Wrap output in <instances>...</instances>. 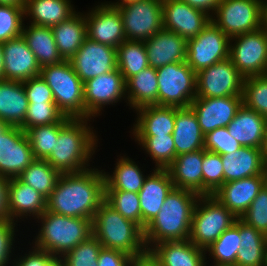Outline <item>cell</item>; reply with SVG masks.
I'll list each match as a JSON object with an SVG mask.
<instances>
[{
    "label": "cell",
    "instance_id": "1",
    "mask_svg": "<svg viewBox=\"0 0 267 266\" xmlns=\"http://www.w3.org/2000/svg\"><path fill=\"white\" fill-rule=\"evenodd\" d=\"M105 201L104 170L89 168L82 172L61 173L47 199V211L93 220Z\"/></svg>",
    "mask_w": 267,
    "mask_h": 266
},
{
    "label": "cell",
    "instance_id": "2",
    "mask_svg": "<svg viewBox=\"0 0 267 266\" xmlns=\"http://www.w3.org/2000/svg\"><path fill=\"white\" fill-rule=\"evenodd\" d=\"M90 121L67 118L59 122L54 151L45 160L60 173H76L91 168L89 162L95 154L99 139Z\"/></svg>",
    "mask_w": 267,
    "mask_h": 266
},
{
    "label": "cell",
    "instance_id": "3",
    "mask_svg": "<svg viewBox=\"0 0 267 266\" xmlns=\"http://www.w3.org/2000/svg\"><path fill=\"white\" fill-rule=\"evenodd\" d=\"M199 197L190 190L172 189L159 213L144 228L148 251L162 241L189 239L193 212Z\"/></svg>",
    "mask_w": 267,
    "mask_h": 266
},
{
    "label": "cell",
    "instance_id": "4",
    "mask_svg": "<svg viewBox=\"0 0 267 266\" xmlns=\"http://www.w3.org/2000/svg\"><path fill=\"white\" fill-rule=\"evenodd\" d=\"M93 235L102 248L122 251L138 257L148 252L144 230L136 223L123 217L104 201L92 220Z\"/></svg>",
    "mask_w": 267,
    "mask_h": 266
},
{
    "label": "cell",
    "instance_id": "5",
    "mask_svg": "<svg viewBox=\"0 0 267 266\" xmlns=\"http://www.w3.org/2000/svg\"><path fill=\"white\" fill-rule=\"evenodd\" d=\"M37 219L41 227L32 244L35 243L34 247L49 252L55 258H61L93 235L91 219L64 216L47 210Z\"/></svg>",
    "mask_w": 267,
    "mask_h": 266
},
{
    "label": "cell",
    "instance_id": "6",
    "mask_svg": "<svg viewBox=\"0 0 267 266\" xmlns=\"http://www.w3.org/2000/svg\"><path fill=\"white\" fill-rule=\"evenodd\" d=\"M40 76L52 90L55 103L65 117L92 119L85 110L84 83L69 60L42 67Z\"/></svg>",
    "mask_w": 267,
    "mask_h": 266
},
{
    "label": "cell",
    "instance_id": "7",
    "mask_svg": "<svg viewBox=\"0 0 267 266\" xmlns=\"http://www.w3.org/2000/svg\"><path fill=\"white\" fill-rule=\"evenodd\" d=\"M236 220L237 217L215 197L200 196L193 212L189 240L205 250Z\"/></svg>",
    "mask_w": 267,
    "mask_h": 266
},
{
    "label": "cell",
    "instance_id": "8",
    "mask_svg": "<svg viewBox=\"0 0 267 266\" xmlns=\"http://www.w3.org/2000/svg\"><path fill=\"white\" fill-rule=\"evenodd\" d=\"M158 105L185 108L196 98V72L187 62H175L156 69Z\"/></svg>",
    "mask_w": 267,
    "mask_h": 266
},
{
    "label": "cell",
    "instance_id": "9",
    "mask_svg": "<svg viewBox=\"0 0 267 266\" xmlns=\"http://www.w3.org/2000/svg\"><path fill=\"white\" fill-rule=\"evenodd\" d=\"M211 21L230 39L262 28V3L258 0H221Z\"/></svg>",
    "mask_w": 267,
    "mask_h": 266
},
{
    "label": "cell",
    "instance_id": "10",
    "mask_svg": "<svg viewBox=\"0 0 267 266\" xmlns=\"http://www.w3.org/2000/svg\"><path fill=\"white\" fill-rule=\"evenodd\" d=\"M229 59L244 78L267 75V31L260 28L231 38Z\"/></svg>",
    "mask_w": 267,
    "mask_h": 266
},
{
    "label": "cell",
    "instance_id": "11",
    "mask_svg": "<svg viewBox=\"0 0 267 266\" xmlns=\"http://www.w3.org/2000/svg\"><path fill=\"white\" fill-rule=\"evenodd\" d=\"M116 9L126 40L145 41L163 29L162 0H137Z\"/></svg>",
    "mask_w": 267,
    "mask_h": 266
},
{
    "label": "cell",
    "instance_id": "12",
    "mask_svg": "<svg viewBox=\"0 0 267 266\" xmlns=\"http://www.w3.org/2000/svg\"><path fill=\"white\" fill-rule=\"evenodd\" d=\"M230 38L212 21L194 38L187 40L186 62L198 72L229 58Z\"/></svg>",
    "mask_w": 267,
    "mask_h": 266
},
{
    "label": "cell",
    "instance_id": "13",
    "mask_svg": "<svg viewBox=\"0 0 267 266\" xmlns=\"http://www.w3.org/2000/svg\"><path fill=\"white\" fill-rule=\"evenodd\" d=\"M196 98L242 96L244 77L228 58L196 73Z\"/></svg>",
    "mask_w": 267,
    "mask_h": 266
},
{
    "label": "cell",
    "instance_id": "14",
    "mask_svg": "<svg viewBox=\"0 0 267 266\" xmlns=\"http://www.w3.org/2000/svg\"><path fill=\"white\" fill-rule=\"evenodd\" d=\"M125 96L126 81L118 68L84 82L85 110L92 118L100 116L105 106L127 102Z\"/></svg>",
    "mask_w": 267,
    "mask_h": 266
},
{
    "label": "cell",
    "instance_id": "15",
    "mask_svg": "<svg viewBox=\"0 0 267 266\" xmlns=\"http://www.w3.org/2000/svg\"><path fill=\"white\" fill-rule=\"evenodd\" d=\"M35 159L24 130L9 126L0 135V176L18 177Z\"/></svg>",
    "mask_w": 267,
    "mask_h": 266
},
{
    "label": "cell",
    "instance_id": "16",
    "mask_svg": "<svg viewBox=\"0 0 267 266\" xmlns=\"http://www.w3.org/2000/svg\"><path fill=\"white\" fill-rule=\"evenodd\" d=\"M69 61L84 83L88 79L117 69V50L86 38Z\"/></svg>",
    "mask_w": 267,
    "mask_h": 266
},
{
    "label": "cell",
    "instance_id": "17",
    "mask_svg": "<svg viewBox=\"0 0 267 266\" xmlns=\"http://www.w3.org/2000/svg\"><path fill=\"white\" fill-rule=\"evenodd\" d=\"M163 29L186 40L197 36L210 22L206 12L191 7L181 0H162Z\"/></svg>",
    "mask_w": 267,
    "mask_h": 266
},
{
    "label": "cell",
    "instance_id": "18",
    "mask_svg": "<svg viewBox=\"0 0 267 266\" xmlns=\"http://www.w3.org/2000/svg\"><path fill=\"white\" fill-rule=\"evenodd\" d=\"M90 9L84 12L88 39L114 48L126 40L122 19L116 8L99 3Z\"/></svg>",
    "mask_w": 267,
    "mask_h": 266
},
{
    "label": "cell",
    "instance_id": "19",
    "mask_svg": "<svg viewBox=\"0 0 267 266\" xmlns=\"http://www.w3.org/2000/svg\"><path fill=\"white\" fill-rule=\"evenodd\" d=\"M243 104V96L195 98L190 107L194 111L204 135L216 128L227 127Z\"/></svg>",
    "mask_w": 267,
    "mask_h": 266
},
{
    "label": "cell",
    "instance_id": "20",
    "mask_svg": "<svg viewBox=\"0 0 267 266\" xmlns=\"http://www.w3.org/2000/svg\"><path fill=\"white\" fill-rule=\"evenodd\" d=\"M2 47L3 79L24 82L40 75L41 67L22 35L3 42Z\"/></svg>",
    "mask_w": 267,
    "mask_h": 266
},
{
    "label": "cell",
    "instance_id": "21",
    "mask_svg": "<svg viewBox=\"0 0 267 266\" xmlns=\"http://www.w3.org/2000/svg\"><path fill=\"white\" fill-rule=\"evenodd\" d=\"M266 175L226 182L212 196L240 219L265 186Z\"/></svg>",
    "mask_w": 267,
    "mask_h": 266
},
{
    "label": "cell",
    "instance_id": "22",
    "mask_svg": "<svg viewBox=\"0 0 267 266\" xmlns=\"http://www.w3.org/2000/svg\"><path fill=\"white\" fill-rule=\"evenodd\" d=\"M173 188L174 185L167 169L154 168L152 173L147 174L138 192L143 230L159 213L164 200Z\"/></svg>",
    "mask_w": 267,
    "mask_h": 266
},
{
    "label": "cell",
    "instance_id": "23",
    "mask_svg": "<svg viewBox=\"0 0 267 266\" xmlns=\"http://www.w3.org/2000/svg\"><path fill=\"white\" fill-rule=\"evenodd\" d=\"M47 209V199L17 177L10 178L8 184V218L19 222L30 216L39 218ZM19 217V219H18Z\"/></svg>",
    "mask_w": 267,
    "mask_h": 266
},
{
    "label": "cell",
    "instance_id": "24",
    "mask_svg": "<svg viewBox=\"0 0 267 266\" xmlns=\"http://www.w3.org/2000/svg\"><path fill=\"white\" fill-rule=\"evenodd\" d=\"M144 45L149 66L153 68L186 61L187 40L175 32L162 29L145 40Z\"/></svg>",
    "mask_w": 267,
    "mask_h": 266
},
{
    "label": "cell",
    "instance_id": "25",
    "mask_svg": "<svg viewBox=\"0 0 267 266\" xmlns=\"http://www.w3.org/2000/svg\"><path fill=\"white\" fill-rule=\"evenodd\" d=\"M149 252L160 266H206L208 262L205 250L195 246L189 239L162 241Z\"/></svg>",
    "mask_w": 267,
    "mask_h": 266
},
{
    "label": "cell",
    "instance_id": "26",
    "mask_svg": "<svg viewBox=\"0 0 267 266\" xmlns=\"http://www.w3.org/2000/svg\"><path fill=\"white\" fill-rule=\"evenodd\" d=\"M224 183L267 174V164L261 149L242 146L230 154L221 155Z\"/></svg>",
    "mask_w": 267,
    "mask_h": 266
},
{
    "label": "cell",
    "instance_id": "27",
    "mask_svg": "<svg viewBox=\"0 0 267 266\" xmlns=\"http://www.w3.org/2000/svg\"><path fill=\"white\" fill-rule=\"evenodd\" d=\"M203 149L176 156L166 168L174 188L190 190L203 196Z\"/></svg>",
    "mask_w": 267,
    "mask_h": 266
},
{
    "label": "cell",
    "instance_id": "28",
    "mask_svg": "<svg viewBox=\"0 0 267 266\" xmlns=\"http://www.w3.org/2000/svg\"><path fill=\"white\" fill-rule=\"evenodd\" d=\"M137 118L133 124L134 136H156L172 134L175 128L176 107L148 105L135 110Z\"/></svg>",
    "mask_w": 267,
    "mask_h": 266
},
{
    "label": "cell",
    "instance_id": "29",
    "mask_svg": "<svg viewBox=\"0 0 267 266\" xmlns=\"http://www.w3.org/2000/svg\"><path fill=\"white\" fill-rule=\"evenodd\" d=\"M266 123V117L242 104L227 129L241 146L261 149Z\"/></svg>",
    "mask_w": 267,
    "mask_h": 266
},
{
    "label": "cell",
    "instance_id": "30",
    "mask_svg": "<svg viewBox=\"0 0 267 266\" xmlns=\"http://www.w3.org/2000/svg\"><path fill=\"white\" fill-rule=\"evenodd\" d=\"M172 136L176 156L204 149L205 135L191 107H176L175 128Z\"/></svg>",
    "mask_w": 267,
    "mask_h": 266
},
{
    "label": "cell",
    "instance_id": "31",
    "mask_svg": "<svg viewBox=\"0 0 267 266\" xmlns=\"http://www.w3.org/2000/svg\"><path fill=\"white\" fill-rule=\"evenodd\" d=\"M28 99L23 82L0 80V120L9 126L20 127L25 120Z\"/></svg>",
    "mask_w": 267,
    "mask_h": 266
},
{
    "label": "cell",
    "instance_id": "32",
    "mask_svg": "<svg viewBox=\"0 0 267 266\" xmlns=\"http://www.w3.org/2000/svg\"><path fill=\"white\" fill-rule=\"evenodd\" d=\"M71 0H25V19L32 25L52 27L76 13Z\"/></svg>",
    "mask_w": 267,
    "mask_h": 266
},
{
    "label": "cell",
    "instance_id": "33",
    "mask_svg": "<svg viewBox=\"0 0 267 266\" xmlns=\"http://www.w3.org/2000/svg\"><path fill=\"white\" fill-rule=\"evenodd\" d=\"M58 51L64 60H69L87 38L84 13L76 12L69 19L51 27Z\"/></svg>",
    "mask_w": 267,
    "mask_h": 266
},
{
    "label": "cell",
    "instance_id": "34",
    "mask_svg": "<svg viewBox=\"0 0 267 266\" xmlns=\"http://www.w3.org/2000/svg\"><path fill=\"white\" fill-rule=\"evenodd\" d=\"M22 36L41 68L64 60L58 51L51 27L23 24Z\"/></svg>",
    "mask_w": 267,
    "mask_h": 266
},
{
    "label": "cell",
    "instance_id": "35",
    "mask_svg": "<svg viewBox=\"0 0 267 266\" xmlns=\"http://www.w3.org/2000/svg\"><path fill=\"white\" fill-rule=\"evenodd\" d=\"M156 68L146 67L126 81V98L128 106L136 109L158 105V80Z\"/></svg>",
    "mask_w": 267,
    "mask_h": 266
},
{
    "label": "cell",
    "instance_id": "36",
    "mask_svg": "<svg viewBox=\"0 0 267 266\" xmlns=\"http://www.w3.org/2000/svg\"><path fill=\"white\" fill-rule=\"evenodd\" d=\"M138 164L129 156H120L113 174L105 172V191H127L138 193L147 177Z\"/></svg>",
    "mask_w": 267,
    "mask_h": 266
},
{
    "label": "cell",
    "instance_id": "37",
    "mask_svg": "<svg viewBox=\"0 0 267 266\" xmlns=\"http://www.w3.org/2000/svg\"><path fill=\"white\" fill-rule=\"evenodd\" d=\"M60 175L46 160L36 159L17 178L48 199Z\"/></svg>",
    "mask_w": 267,
    "mask_h": 266
},
{
    "label": "cell",
    "instance_id": "38",
    "mask_svg": "<svg viewBox=\"0 0 267 266\" xmlns=\"http://www.w3.org/2000/svg\"><path fill=\"white\" fill-rule=\"evenodd\" d=\"M116 50L117 68L125 81L149 66L144 41L125 40Z\"/></svg>",
    "mask_w": 267,
    "mask_h": 266
},
{
    "label": "cell",
    "instance_id": "39",
    "mask_svg": "<svg viewBox=\"0 0 267 266\" xmlns=\"http://www.w3.org/2000/svg\"><path fill=\"white\" fill-rule=\"evenodd\" d=\"M241 239L239 236V219L227 230H225L205 252L214 259L213 264L217 266H236V256L240 249Z\"/></svg>",
    "mask_w": 267,
    "mask_h": 266
},
{
    "label": "cell",
    "instance_id": "40",
    "mask_svg": "<svg viewBox=\"0 0 267 266\" xmlns=\"http://www.w3.org/2000/svg\"><path fill=\"white\" fill-rule=\"evenodd\" d=\"M135 142L155 161V168L166 169L176 158L172 134L156 136H135Z\"/></svg>",
    "mask_w": 267,
    "mask_h": 266
},
{
    "label": "cell",
    "instance_id": "41",
    "mask_svg": "<svg viewBox=\"0 0 267 266\" xmlns=\"http://www.w3.org/2000/svg\"><path fill=\"white\" fill-rule=\"evenodd\" d=\"M242 96L247 108L267 118V75L244 78Z\"/></svg>",
    "mask_w": 267,
    "mask_h": 266
},
{
    "label": "cell",
    "instance_id": "42",
    "mask_svg": "<svg viewBox=\"0 0 267 266\" xmlns=\"http://www.w3.org/2000/svg\"><path fill=\"white\" fill-rule=\"evenodd\" d=\"M105 201L126 219L143 229L139 194L127 191H105Z\"/></svg>",
    "mask_w": 267,
    "mask_h": 266
},
{
    "label": "cell",
    "instance_id": "43",
    "mask_svg": "<svg viewBox=\"0 0 267 266\" xmlns=\"http://www.w3.org/2000/svg\"><path fill=\"white\" fill-rule=\"evenodd\" d=\"M35 159L45 160L59 135V122L30 128L26 131Z\"/></svg>",
    "mask_w": 267,
    "mask_h": 266
},
{
    "label": "cell",
    "instance_id": "44",
    "mask_svg": "<svg viewBox=\"0 0 267 266\" xmlns=\"http://www.w3.org/2000/svg\"><path fill=\"white\" fill-rule=\"evenodd\" d=\"M67 118L56 103H29L25 120L20 128L26 132L36 126L64 122Z\"/></svg>",
    "mask_w": 267,
    "mask_h": 266
},
{
    "label": "cell",
    "instance_id": "45",
    "mask_svg": "<svg viewBox=\"0 0 267 266\" xmlns=\"http://www.w3.org/2000/svg\"><path fill=\"white\" fill-rule=\"evenodd\" d=\"M101 243L94 235L79 243L74 249L66 252L60 260L64 266H98Z\"/></svg>",
    "mask_w": 267,
    "mask_h": 266
},
{
    "label": "cell",
    "instance_id": "46",
    "mask_svg": "<svg viewBox=\"0 0 267 266\" xmlns=\"http://www.w3.org/2000/svg\"><path fill=\"white\" fill-rule=\"evenodd\" d=\"M203 196L213 195L224 184L221 155L203 149Z\"/></svg>",
    "mask_w": 267,
    "mask_h": 266
},
{
    "label": "cell",
    "instance_id": "47",
    "mask_svg": "<svg viewBox=\"0 0 267 266\" xmlns=\"http://www.w3.org/2000/svg\"><path fill=\"white\" fill-rule=\"evenodd\" d=\"M24 6L0 5V42L22 35Z\"/></svg>",
    "mask_w": 267,
    "mask_h": 266
},
{
    "label": "cell",
    "instance_id": "48",
    "mask_svg": "<svg viewBox=\"0 0 267 266\" xmlns=\"http://www.w3.org/2000/svg\"><path fill=\"white\" fill-rule=\"evenodd\" d=\"M245 224L267 236V187L264 186L241 216Z\"/></svg>",
    "mask_w": 267,
    "mask_h": 266
},
{
    "label": "cell",
    "instance_id": "49",
    "mask_svg": "<svg viewBox=\"0 0 267 266\" xmlns=\"http://www.w3.org/2000/svg\"><path fill=\"white\" fill-rule=\"evenodd\" d=\"M240 147L242 146L229 134L227 127L216 128L204 138V149L220 155L230 154Z\"/></svg>",
    "mask_w": 267,
    "mask_h": 266
},
{
    "label": "cell",
    "instance_id": "50",
    "mask_svg": "<svg viewBox=\"0 0 267 266\" xmlns=\"http://www.w3.org/2000/svg\"><path fill=\"white\" fill-rule=\"evenodd\" d=\"M16 225L18 224L9 218L0 221V266H7V264H11V262L12 266L14 264V260L11 259V256L13 255L12 251L15 250L12 246H14L15 243Z\"/></svg>",
    "mask_w": 267,
    "mask_h": 266
},
{
    "label": "cell",
    "instance_id": "51",
    "mask_svg": "<svg viewBox=\"0 0 267 266\" xmlns=\"http://www.w3.org/2000/svg\"><path fill=\"white\" fill-rule=\"evenodd\" d=\"M29 103H55L52 90L39 75L23 82Z\"/></svg>",
    "mask_w": 267,
    "mask_h": 266
},
{
    "label": "cell",
    "instance_id": "52",
    "mask_svg": "<svg viewBox=\"0 0 267 266\" xmlns=\"http://www.w3.org/2000/svg\"><path fill=\"white\" fill-rule=\"evenodd\" d=\"M236 266H267V247H245L238 250Z\"/></svg>",
    "mask_w": 267,
    "mask_h": 266
},
{
    "label": "cell",
    "instance_id": "53",
    "mask_svg": "<svg viewBox=\"0 0 267 266\" xmlns=\"http://www.w3.org/2000/svg\"><path fill=\"white\" fill-rule=\"evenodd\" d=\"M54 259L49 252L32 246L27 254L14 258L13 266H48Z\"/></svg>",
    "mask_w": 267,
    "mask_h": 266
},
{
    "label": "cell",
    "instance_id": "54",
    "mask_svg": "<svg viewBox=\"0 0 267 266\" xmlns=\"http://www.w3.org/2000/svg\"><path fill=\"white\" fill-rule=\"evenodd\" d=\"M240 248L267 247V236L239 219Z\"/></svg>",
    "mask_w": 267,
    "mask_h": 266
},
{
    "label": "cell",
    "instance_id": "55",
    "mask_svg": "<svg viewBox=\"0 0 267 266\" xmlns=\"http://www.w3.org/2000/svg\"><path fill=\"white\" fill-rule=\"evenodd\" d=\"M133 257L115 249L102 248L97 262L98 266H130Z\"/></svg>",
    "mask_w": 267,
    "mask_h": 266
},
{
    "label": "cell",
    "instance_id": "56",
    "mask_svg": "<svg viewBox=\"0 0 267 266\" xmlns=\"http://www.w3.org/2000/svg\"><path fill=\"white\" fill-rule=\"evenodd\" d=\"M10 179L0 176V221L8 219V184Z\"/></svg>",
    "mask_w": 267,
    "mask_h": 266
},
{
    "label": "cell",
    "instance_id": "57",
    "mask_svg": "<svg viewBox=\"0 0 267 266\" xmlns=\"http://www.w3.org/2000/svg\"><path fill=\"white\" fill-rule=\"evenodd\" d=\"M182 2L187 3L191 7L200 9L206 12L209 16H212L221 0H181Z\"/></svg>",
    "mask_w": 267,
    "mask_h": 266
},
{
    "label": "cell",
    "instance_id": "58",
    "mask_svg": "<svg viewBox=\"0 0 267 266\" xmlns=\"http://www.w3.org/2000/svg\"><path fill=\"white\" fill-rule=\"evenodd\" d=\"M130 266H160L159 262L148 251L144 255L134 257Z\"/></svg>",
    "mask_w": 267,
    "mask_h": 266
},
{
    "label": "cell",
    "instance_id": "59",
    "mask_svg": "<svg viewBox=\"0 0 267 266\" xmlns=\"http://www.w3.org/2000/svg\"><path fill=\"white\" fill-rule=\"evenodd\" d=\"M262 28L267 31V0L262 2Z\"/></svg>",
    "mask_w": 267,
    "mask_h": 266
},
{
    "label": "cell",
    "instance_id": "60",
    "mask_svg": "<svg viewBox=\"0 0 267 266\" xmlns=\"http://www.w3.org/2000/svg\"><path fill=\"white\" fill-rule=\"evenodd\" d=\"M261 152L264 157V161L267 164V123L265 127V134H264V139L261 147Z\"/></svg>",
    "mask_w": 267,
    "mask_h": 266
},
{
    "label": "cell",
    "instance_id": "61",
    "mask_svg": "<svg viewBox=\"0 0 267 266\" xmlns=\"http://www.w3.org/2000/svg\"><path fill=\"white\" fill-rule=\"evenodd\" d=\"M0 5L24 6L25 0H0Z\"/></svg>",
    "mask_w": 267,
    "mask_h": 266
},
{
    "label": "cell",
    "instance_id": "62",
    "mask_svg": "<svg viewBox=\"0 0 267 266\" xmlns=\"http://www.w3.org/2000/svg\"><path fill=\"white\" fill-rule=\"evenodd\" d=\"M133 1H137V0H118L117 2H102V3H104L105 5H108V6H110V7H114V8H117V7H119V6H121V5H123V4H125V3H129V2H133Z\"/></svg>",
    "mask_w": 267,
    "mask_h": 266
},
{
    "label": "cell",
    "instance_id": "63",
    "mask_svg": "<svg viewBox=\"0 0 267 266\" xmlns=\"http://www.w3.org/2000/svg\"><path fill=\"white\" fill-rule=\"evenodd\" d=\"M3 67H4V57H3V47L0 42V80L3 79Z\"/></svg>",
    "mask_w": 267,
    "mask_h": 266
},
{
    "label": "cell",
    "instance_id": "64",
    "mask_svg": "<svg viewBox=\"0 0 267 266\" xmlns=\"http://www.w3.org/2000/svg\"><path fill=\"white\" fill-rule=\"evenodd\" d=\"M48 266H64L60 258H55Z\"/></svg>",
    "mask_w": 267,
    "mask_h": 266
},
{
    "label": "cell",
    "instance_id": "65",
    "mask_svg": "<svg viewBox=\"0 0 267 266\" xmlns=\"http://www.w3.org/2000/svg\"><path fill=\"white\" fill-rule=\"evenodd\" d=\"M9 127L8 124L0 120V135Z\"/></svg>",
    "mask_w": 267,
    "mask_h": 266
},
{
    "label": "cell",
    "instance_id": "66",
    "mask_svg": "<svg viewBox=\"0 0 267 266\" xmlns=\"http://www.w3.org/2000/svg\"><path fill=\"white\" fill-rule=\"evenodd\" d=\"M265 186L267 187V175H266V178H265Z\"/></svg>",
    "mask_w": 267,
    "mask_h": 266
}]
</instances>
